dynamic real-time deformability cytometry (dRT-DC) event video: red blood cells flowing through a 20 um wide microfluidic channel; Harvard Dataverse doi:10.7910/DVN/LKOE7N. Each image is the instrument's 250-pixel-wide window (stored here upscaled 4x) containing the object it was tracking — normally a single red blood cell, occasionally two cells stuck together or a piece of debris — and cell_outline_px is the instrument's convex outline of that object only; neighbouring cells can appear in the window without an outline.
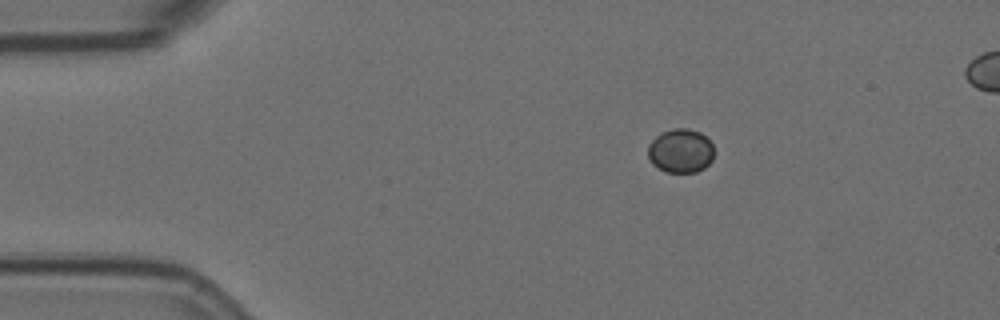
{"species": "Egyptian fruit bat (a non-hibernating species)", "species_latin": "Rousettus aegyptiacus", "temperature_condition": "room temperature", "stored_images_in_passage": 4, "camera_frame_rate_fps": 3000, "um_per_image_px": 0.085, "animal": {"sex": "female"}, "frame": {"image": 1, "passage_image": 1, "time_ms": 0.0, "image_size_px": [1000, 320], "cell_outline_px": [[712, 160], [704, 168], [696, 172], [668, 172], [652, 164], [648, 156], [648, 144], [656, 136], [672, 128], [688, 128], [700, 132], [712, 144]], "centroid_in_image_um": [57.84, 12.81], "position_along_channel_um": 27.2, "area_um2": 16.76}}